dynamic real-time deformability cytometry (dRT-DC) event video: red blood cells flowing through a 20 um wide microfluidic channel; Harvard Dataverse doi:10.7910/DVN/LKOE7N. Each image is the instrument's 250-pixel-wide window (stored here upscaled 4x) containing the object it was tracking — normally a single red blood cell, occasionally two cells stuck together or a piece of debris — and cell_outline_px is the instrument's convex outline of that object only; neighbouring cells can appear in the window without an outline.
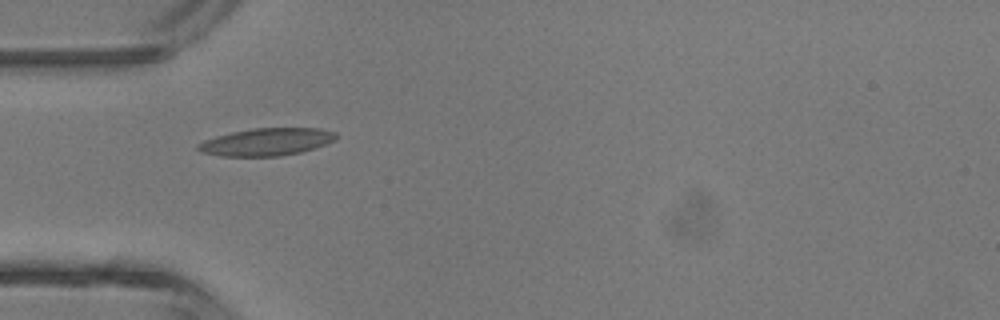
{"species": "common noctule bat (a hibernating species)", "species_latin": "Nyctalus noctula", "temperature_condition": "room temperature", "stored_images_in_passage": 2, "camera_frame_rate_fps": 3000, "um_per_image_px": 0.085, "animal": {"sex": "male", "body_mass_g": 13.3}, "frame": {"image": 1, "passage_image": 2, "time_ms": 1.333, "image_size_px": [1000, 320], "cell_outline_px": [[340, 136], [336, 140], [300, 152], [280, 156], [220, 156], [200, 152], [196, 148], [196, 144], [204, 140], [216, 136], [232, 132], [252, 128], [320, 128], [336, 132]], "centroid_in_image_um": [22.65, 12.05], "position_along_channel_um": 62.4, "area_um2": 22.2}}